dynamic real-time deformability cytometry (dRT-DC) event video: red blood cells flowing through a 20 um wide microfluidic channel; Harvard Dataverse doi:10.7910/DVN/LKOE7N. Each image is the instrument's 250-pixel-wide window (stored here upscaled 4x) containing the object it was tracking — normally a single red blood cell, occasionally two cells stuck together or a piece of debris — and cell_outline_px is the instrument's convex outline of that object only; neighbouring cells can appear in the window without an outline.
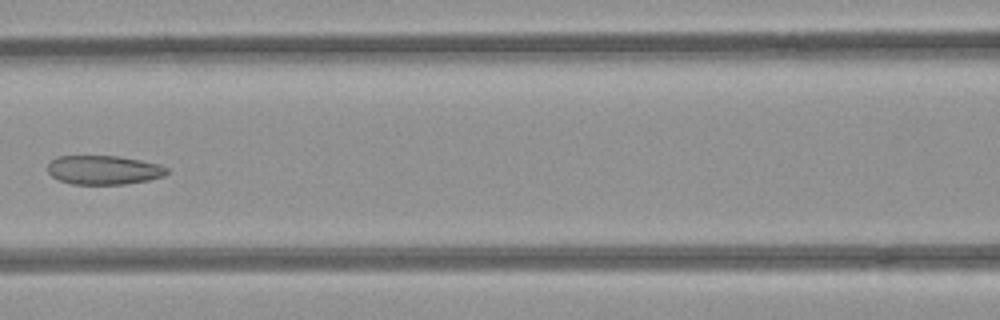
{"species": "common noctule bat (a hibernating species)", "species_latin": "Nyctalus noctula", "temperature_condition": "room temperature", "stored_images_in_passage": 7, "camera_frame_rate_fps": 3000, "um_per_image_px": 0.085, "animal": {"sex": "female", "body_mass_g": 21.9}, "frame": {"image": 1, "passage_image": 6, "time_ms": 1.667, "image_size_px": [1000, 320], "cell_outline_px": [[168, 172], [164, 176], [148, 180], [124, 184], [72, 184], [60, 180], [52, 176], [48, 172], [48, 164], [56, 156], [116, 156], [140, 160], [160, 164], [168, 168]], "centroid_in_image_um": [8.82, 14.44], "position_along_channel_um": 157.8, "area_um2": 20.11}}
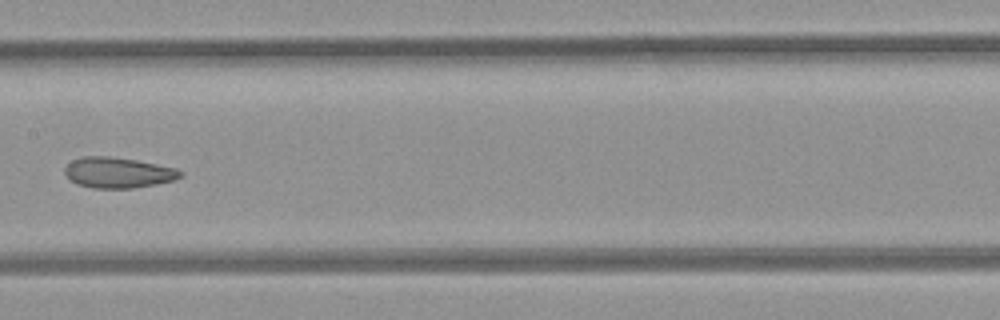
{"frame": {"image": 2, "passage_image": 7, "time_ms": 2.0, "image_size_px": [1000, 320], "cell_outline_px": [[184, 176], [172, 180], [156, 184], [132, 188], [92, 188], [76, 184], [64, 172], [64, 168], [72, 160], [84, 156], [108, 156], [136, 160], [176, 168], [184, 172]], "centroid_in_image_um": [10.04, 14.67], "position_along_channel_um": 197.4, "area_um2": 20.58}}